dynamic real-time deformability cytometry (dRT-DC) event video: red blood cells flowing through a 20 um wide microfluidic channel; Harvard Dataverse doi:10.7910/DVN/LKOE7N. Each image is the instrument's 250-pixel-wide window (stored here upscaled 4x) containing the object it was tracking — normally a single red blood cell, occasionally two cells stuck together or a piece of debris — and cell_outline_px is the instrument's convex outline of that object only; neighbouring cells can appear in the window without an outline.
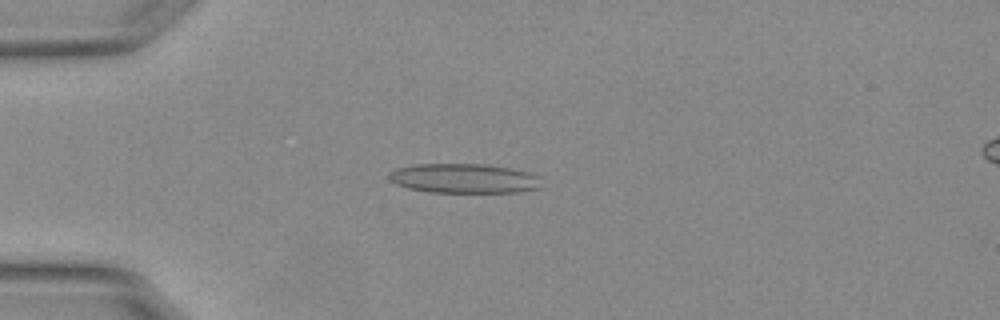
{"species": "Egyptian fruit bat (a non-hibernating species)", "species_latin": "Rousettus aegyptiacus", "temperature_condition": "warm", "stored_images_in_passage": 17, "camera_frame_rate_fps": 3000, "um_per_image_px": 0.085, "animal": {"sex": "female"}, "frame": {"image": 1, "passage_image": 14, "time_ms": 4.333, "image_size_px": [1000, 320], "cell_outline_px": [[544, 188], [520, 192], [428, 192], [408, 188], [396, 184], [388, 180], [388, 172], [396, 168], [412, 164], [488, 164], [512, 168], [532, 172], [544, 176]], "centroid_in_image_um": [39.56, 15.16], "position_along_channel_um": 45.4, "area_um2": 27.17}}